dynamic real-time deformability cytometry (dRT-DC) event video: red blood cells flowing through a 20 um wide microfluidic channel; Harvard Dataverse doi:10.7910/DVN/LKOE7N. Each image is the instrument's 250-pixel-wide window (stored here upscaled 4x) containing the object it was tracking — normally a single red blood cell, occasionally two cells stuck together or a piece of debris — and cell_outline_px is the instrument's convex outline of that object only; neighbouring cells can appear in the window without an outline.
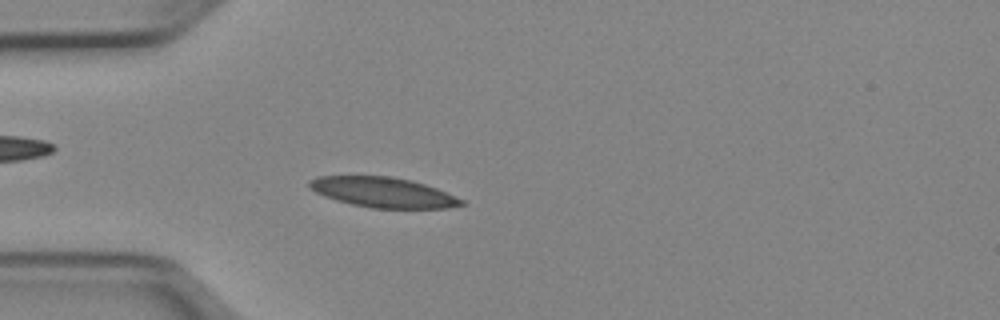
{"species": "Egyptian fruit bat (a non-hibernating species)", "species_latin": "Rousettus aegyptiacus", "temperature_condition": "cold", "stored_images_in_passage": 51, "camera_frame_rate_fps": 3000, "um_per_image_px": 0.085, "animal": {"sex": "female"}, "frame": {"image": 1, "passage_image": 14, "time_ms": 4.333, "image_size_px": [1000, 320], "cell_outline_px": [[468, 204], [448, 208], [372, 208], [352, 204], [336, 200], [324, 196], [308, 188], [308, 180], [316, 176], [392, 176], [412, 180], [436, 188], [464, 200]], "centroid_in_image_um": [32.55, 16.34], "position_along_channel_um": 52.4, "area_um2": 26.82}}
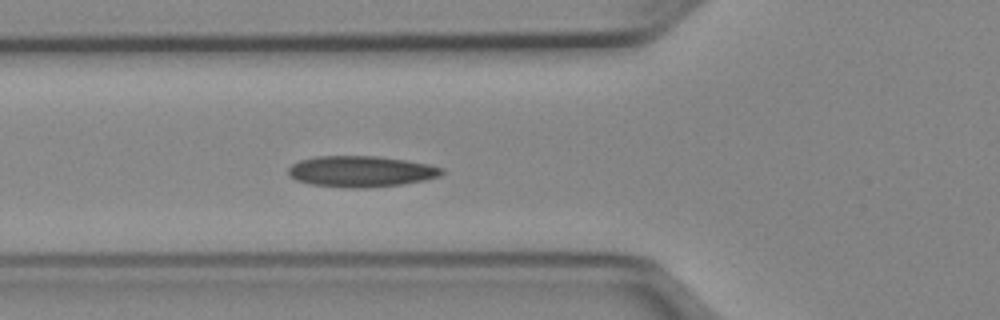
{"frame": {"image": 2, "passage_image": 18, "time_ms": 5.667, "image_size_px": [1000, 320], "cell_outline_px": [[444, 172], [440, 176], [424, 180], [404, 184], [364, 188], [344, 188], [312, 184], [296, 180], [288, 176], [288, 168], [292, 164], [300, 160], [316, 156], [376, 156], [408, 160], [428, 164], [444, 168]], "centroid_in_image_um": [30.69, 14.57], "position_along_channel_um": 95.1, "area_um2": 27.98}}
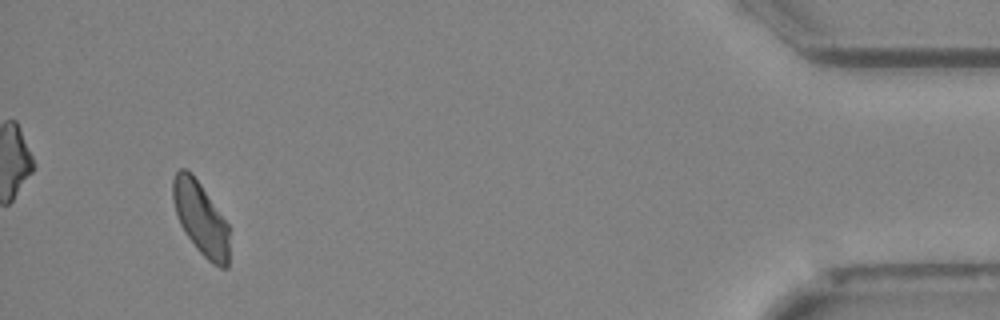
{"frame": {"image": 3, "passage_image": 48, "time_ms": 15.667, "image_size_px": [1000, 320], "cell_outline_px": [[228, 268], [220, 268], [212, 264], [196, 248], [184, 232], [180, 224], [172, 200], [172, 180], [176, 172], [180, 168], [184, 168], [192, 172], [228, 224]], "centroid_in_image_um": [17.04, 18.55], "position_along_channel_um": 418.2, "area_um2": 23.93}, "authors_computed_cell_mechanics": {"area_um2": 25.721, "velocity_mm_per_s": 3.9354, "shape_relaxation_time_tau1_ms": 11.058, "shape_relaxation_time_tau2_ms": 4.8773, "deformation_change_tau1": 0.2001, "deformation_change_tau2": 0.1041}}